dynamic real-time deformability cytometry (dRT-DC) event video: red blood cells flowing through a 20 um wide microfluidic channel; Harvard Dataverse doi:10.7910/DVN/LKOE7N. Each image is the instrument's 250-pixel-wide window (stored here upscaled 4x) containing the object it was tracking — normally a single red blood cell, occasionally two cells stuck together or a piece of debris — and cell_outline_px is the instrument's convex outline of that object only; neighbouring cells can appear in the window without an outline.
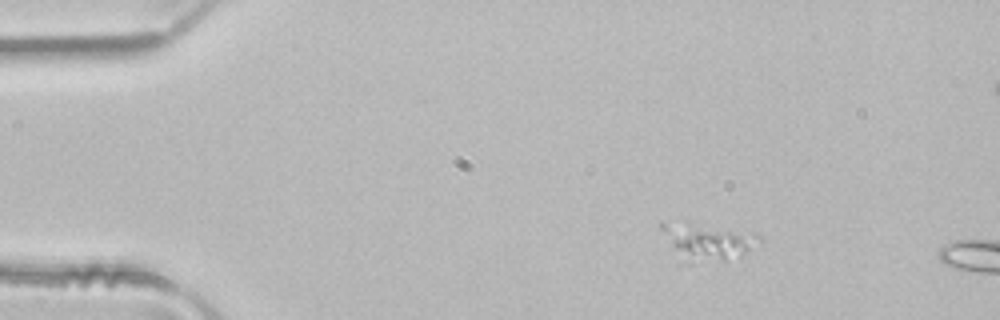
{"species": "common noctule bat (a hibernating species)", "species_latin": "Nyctalus noctula", "temperature_condition": "room temperature", "stored_images_in_passage": 3, "camera_frame_rate_fps": 3000, "um_per_image_px": 0.085, "animal": {"sex": "male", "body_mass_g": 21.5, "forearm_length_mm": 52.0}, "frame": {"image": 1, "passage_image": 2, "time_ms": 0.333, "image_size_px": [1000, 320], "cell_outline_px": [[764, 240], [740, 256], [724, 260], [692, 264], [676, 264], [672, 244], [672, 236], [692, 228], [756, 232]], "centroid_in_image_um": [60.51, 20.83], "position_along_channel_um": 24.5, "area_um2": 17.74}}